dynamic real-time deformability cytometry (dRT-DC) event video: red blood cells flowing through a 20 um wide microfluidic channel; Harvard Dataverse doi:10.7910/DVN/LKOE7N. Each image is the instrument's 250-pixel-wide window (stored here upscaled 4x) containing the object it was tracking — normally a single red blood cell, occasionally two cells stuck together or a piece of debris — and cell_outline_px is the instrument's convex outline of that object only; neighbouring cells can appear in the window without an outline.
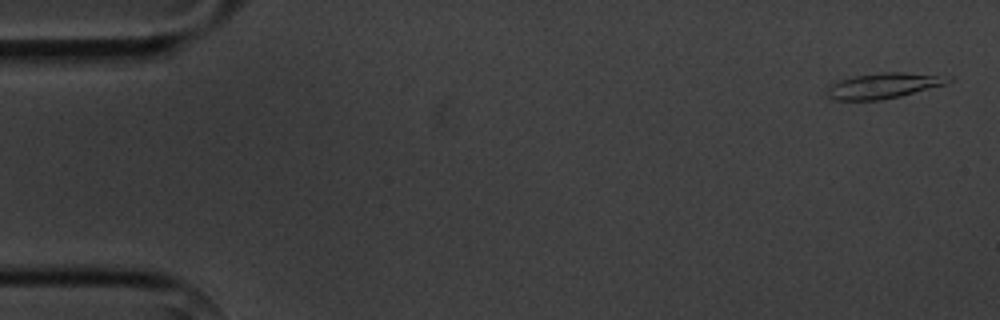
{"species": "common noctule bat (a hibernating species)", "species_latin": "Nyctalus noctula", "temperature_condition": "cold", "stored_images_in_passage": 4, "camera_frame_rate_fps": 3000, "um_per_image_px": 0.085, "animal": {"sex": "male", "body_mass_g": 20.1, "forearm_length_mm": 53.5}, "frame": {"image": 1, "passage_image": 1, "time_ms": 0.0, "image_size_px": [1000, 320], "cell_outline_px": [[952, 80], [944, 84], [900, 96], [880, 100], [836, 100], [828, 96], [828, 88], [832, 84], [840, 80], [856, 76], [880, 72], [900, 72], [952, 76]], "centroid_in_image_um": [75.12, 7.27], "position_along_channel_um": 9.9, "area_um2": 17.69}}